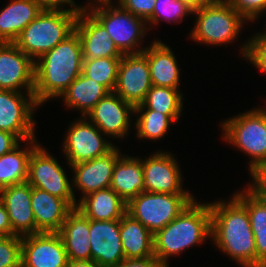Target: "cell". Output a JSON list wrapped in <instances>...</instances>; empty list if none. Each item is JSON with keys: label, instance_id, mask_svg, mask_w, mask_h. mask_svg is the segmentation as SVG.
<instances>
[{"label": "cell", "instance_id": "1", "mask_svg": "<svg viewBox=\"0 0 266 267\" xmlns=\"http://www.w3.org/2000/svg\"><path fill=\"white\" fill-rule=\"evenodd\" d=\"M211 201L212 245L238 266L256 267L255 239L247 208L232 193L229 200Z\"/></svg>", "mask_w": 266, "mask_h": 267}, {"label": "cell", "instance_id": "2", "mask_svg": "<svg viewBox=\"0 0 266 267\" xmlns=\"http://www.w3.org/2000/svg\"><path fill=\"white\" fill-rule=\"evenodd\" d=\"M34 99L42 108L58 99L82 73L83 55L78 34L74 31L35 62Z\"/></svg>", "mask_w": 266, "mask_h": 267}, {"label": "cell", "instance_id": "3", "mask_svg": "<svg viewBox=\"0 0 266 267\" xmlns=\"http://www.w3.org/2000/svg\"><path fill=\"white\" fill-rule=\"evenodd\" d=\"M197 197L170 223L154 234V257L169 267L170 258L181 257L187 249L211 240V209L209 202ZM181 254V255H180Z\"/></svg>", "mask_w": 266, "mask_h": 267}, {"label": "cell", "instance_id": "4", "mask_svg": "<svg viewBox=\"0 0 266 267\" xmlns=\"http://www.w3.org/2000/svg\"><path fill=\"white\" fill-rule=\"evenodd\" d=\"M192 18L189 40L213 48L236 44L249 24L226 0H211L195 9Z\"/></svg>", "mask_w": 266, "mask_h": 267}, {"label": "cell", "instance_id": "5", "mask_svg": "<svg viewBox=\"0 0 266 267\" xmlns=\"http://www.w3.org/2000/svg\"><path fill=\"white\" fill-rule=\"evenodd\" d=\"M78 13L44 8L20 33L14 44L34 62L74 32Z\"/></svg>", "mask_w": 266, "mask_h": 267}, {"label": "cell", "instance_id": "6", "mask_svg": "<svg viewBox=\"0 0 266 267\" xmlns=\"http://www.w3.org/2000/svg\"><path fill=\"white\" fill-rule=\"evenodd\" d=\"M220 121L221 140L248 156L247 171L266 161V111L262 106H253Z\"/></svg>", "mask_w": 266, "mask_h": 267}, {"label": "cell", "instance_id": "7", "mask_svg": "<svg viewBox=\"0 0 266 267\" xmlns=\"http://www.w3.org/2000/svg\"><path fill=\"white\" fill-rule=\"evenodd\" d=\"M89 12L106 28L122 54H139L149 45H144L151 33L147 22L117 3L99 6Z\"/></svg>", "mask_w": 266, "mask_h": 267}, {"label": "cell", "instance_id": "8", "mask_svg": "<svg viewBox=\"0 0 266 267\" xmlns=\"http://www.w3.org/2000/svg\"><path fill=\"white\" fill-rule=\"evenodd\" d=\"M195 194L141 192L127 203L126 212L155 234L175 219Z\"/></svg>", "mask_w": 266, "mask_h": 267}, {"label": "cell", "instance_id": "9", "mask_svg": "<svg viewBox=\"0 0 266 267\" xmlns=\"http://www.w3.org/2000/svg\"><path fill=\"white\" fill-rule=\"evenodd\" d=\"M70 121L61 147L66 166L103 156L117 145L85 116Z\"/></svg>", "mask_w": 266, "mask_h": 267}, {"label": "cell", "instance_id": "10", "mask_svg": "<svg viewBox=\"0 0 266 267\" xmlns=\"http://www.w3.org/2000/svg\"><path fill=\"white\" fill-rule=\"evenodd\" d=\"M60 163L57 156L40 144L30 156L27 182L31 187L60 197L72 208H77L78 199L72 191L71 175Z\"/></svg>", "mask_w": 266, "mask_h": 267}, {"label": "cell", "instance_id": "11", "mask_svg": "<svg viewBox=\"0 0 266 267\" xmlns=\"http://www.w3.org/2000/svg\"><path fill=\"white\" fill-rule=\"evenodd\" d=\"M38 108L41 107L33 93L0 89V130L16 135L21 141L36 138Z\"/></svg>", "mask_w": 266, "mask_h": 267}, {"label": "cell", "instance_id": "12", "mask_svg": "<svg viewBox=\"0 0 266 267\" xmlns=\"http://www.w3.org/2000/svg\"><path fill=\"white\" fill-rule=\"evenodd\" d=\"M143 157L145 192L193 194L189 188H184L182 166L176 155L170 150H160L159 148V150H153L150 155Z\"/></svg>", "mask_w": 266, "mask_h": 267}, {"label": "cell", "instance_id": "13", "mask_svg": "<svg viewBox=\"0 0 266 267\" xmlns=\"http://www.w3.org/2000/svg\"><path fill=\"white\" fill-rule=\"evenodd\" d=\"M111 141L128 138L134 129L135 106L110 92L85 116Z\"/></svg>", "mask_w": 266, "mask_h": 267}, {"label": "cell", "instance_id": "14", "mask_svg": "<svg viewBox=\"0 0 266 267\" xmlns=\"http://www.w3.org/2000/svg\"><path fill=\"white\" fill-rule=\"evenodd\" d=\"M120 146L93 160L69 165L72 174V191L76 199V192L80 194L78 202L86 195L110 187L116 160L123 154ZM80 192V193H79Z\"/></svg>", "mask_w": 266, "mask_h": 267}, {"label": "cell", "instance_id": "15", "mask_svg": "<svg viewBox=\"0 0 266 267\" xmlns=\"http://www.w3.org/2000/svg\"><path fill=\"white\" fill-rule=\"evenodd\" d=\"M152 87L147 57L143 53L123 54L114 93L134 106L141 104Z\"/></svg>", "mask_w": 266, "mask_h": 267}, {"label": "cell", "instance_id": "16", "mask_svg": "<svg viewBox=\"0 0 266 267\" xmlns=\"http://www.w3.org/2000/svg\"><path fill=\"white\" fill-rule=\"evenodd\" d=\"M34 61L14 43L0 42V89L34 93Z\"/></svg>", "mask_w": 266, "mask_h": 267}, {"label": "cell", "instance_id": "17", "mask_svg": "<svg viewBox=\"0 0 266 267\" xmlns=\"http://www.w3.org/2000/svg\"><path fill=\"white\" fill-rule=\"evenodd\" d=\"M67 253L57 232L21 237V267H67Z\"/></svg>", "mask_w": 266, "mask_h": 267}, {"label": "cell", "instance_id": "18", "mask_svg": "<svg viewBox=\"0 0 266 267\" xmlns=\"http://www.w3.org/2000/svg\"><path fill=\"white\" fill-rule=\"evenodd\" d=\"M91 260L100 267H115L125 259L120 237V220L89 219Z\"/></svg>", "mask_w": 266, "mask_h": 267}, {"label": "cell", "instance_id": "19", "mask_svg": "<svg viewBox=\"0 0 266 267\" xmlns=\"http://www.w3.org/2000/svg\"><path fill=\"white\" fill-rule=\"evenodd\" d=\"M74 31L78 34L83 60L122 58L106 28L90 13H78Z\"/></svg>", "mask_w": 266, "mask_h": 267}, {"label": "cell", "instance_id": "20", "mask_svg": "<svg viewBox=\"0 0 266 267\" xmlns=\"http://www.w3.org/2000/svg\"><path fill=\"white\" fill-rule=\"evenodd\" d=\"M31 185L27 181L0 190V198L9 215L12 232L16 236L41 233L31 207Z\"/></svg>", "mask_w": 266, "mask_h": 267}, {"label": "cell", "instance_id": "21", "mask_svg": "<svg viewBox=\"0 0 266 267\" xmlns=\"http://www.w3.org/2000/svg\"><path fill=\"white\" fill-rule=\"evenodd\" d=\"M159 39H153L142 51L147 57L151 83L154 86L180 89L182 74L177 56L169 44Z\"/></svg>", "mask_w": 266, "mask_h": 267}, {"label": "cell", "instance_id": "22", "mask_svg": "<svg viewBox=\"0 0 266 267\" xmlns=\"http://www.w3.org/2000/svg\"><path fill=\"white\" fill-rule=\"evenodd\" d=\"M31 207L40 232H58L73 209L64 199L32 187Z\"/></svg>", "mask_w": 266, "mask_h": 267}, {"label": "cell", "instance_id": "23", "mask_svg": "<svg viewBox=\"0 0 266 267\" xmlns=\"http://www.w3.org/2000/svg\"><path fill=\"white\" fill-rule=\"evenodd\" d=\"M62 238L68 260H91L89 242V219L77 208L66 217L62 228L57 232Z\"/></svg>", "mask_w": 266, "mask_h": 267}, {"label": "cell", "instance_id": "24", "mask_svg": "<svg viewBox=\"0 0 266 267\" xmlns=\"http://www.w3.org/2000/svg\"><path fill=\"white\" fill-rule=\"evenodd\" d=\"M44 8L38 0H10L0 9V42L14 43Z\"/></svg>", "mask_w": 266, "mask_h": 267}, {"label": "cell", "instance_id": "25", "mask_svg": "<svg viewBox=\"0 0 266 267\" xmlns=\"http://www.w3.org/2000/svg\"><path fill=\"white\" fill-rule=\"evenodd\" d=\"M124 153L116 160L110 188L128 203L145 191V184L142 157Z\"/></svg>", "mask_w": 266, "mask_h": 267}, {"label": "cell", "instance_id": "26", "mask_svg": "<svg viewBox=\"0 0 266 267\" xmlns=\"http://www.w3.org/2000/svg\"><path fill=\"white\" fill-rule=\"evenodd\" d=\"M126 207L127 203L110 187L86 195L77 204L88 219L96 221L120 220Z\"/></svg>", "mask_w": 266, "mask_h": 267}, {"label": "cell", "instance_id": "27", "mask_svg": "<svg viewBox=\"0 0 266 267\" xmlns=\"http://www.w3.org/2000/svg\"><path fill=\"white\" fill-rule=\"evenodd\" d=\"M109 93L105 86L81 73L58 100L62 101L69 111H78L80 116H86Z\"/></svg>", "mask_w": 266, "mask_h": 267}, {"label": "cell", "instance_id": "28", "mask_svg": "<svg viewBox=\"0 0 266 267\" xmlns=\"http://www.w3.org/2000/svg\"><path fill=\"white\" fill-rule=\"evenodd\" d=\"M120 237L125 259L154 257V234L127 212L120 219Z\"/></svg>", "mask_w": 266, "mask_h": 267}, {"label": "cell", "instance_id": "29", "mask_svg": "<svg viewBox=\"0 0 266 267\" xmlns=\"http://www.w3.org/2000/svg\"><path fill=\"white\" fill-rule=\"evenodd\" d=\"M38 140L22 141L12 151L0 156V190L27 181L30 156L41 144Z\"/></svg>", "mask_w": 266, "mask_h": 267}, {"label": "cell", "instance_id": "30", "mask_svg": "<svg viewBox=\"0 0 266 267\" xmlns=\"http://www.w3.org/2000/svg\"><path fill=\"white\" fill-rule=\"evenodd\" d=\"M233 195L247 208L255 239L256 267H266V201L255 197L244 186Z\"/></svg>", "mask_w": 266, "mask_h": 267}, {"label": "cell", "instance_id": "31", "mask_svg": "<svg viewBox=\"0 0 266 267\" xmlns=\"http://www.w3.org/2000/svg\"><path fill=\"white\" fill-rule=\"evenodd\" d=\"M184 93L181 89L154 86L150 88L144 101L135 110H154L168 115L176 124L183 116Z\"/></svg>", "mask_w": 266, "mask_h": 267}, {"label": "cell", "instance_id": "32", "mask_svg": "<svg viewBox=\"0 0 266 267\" xmlns=\"http://www.w3.org/2000/svg\"><path fill=\"white\" fill-rule=\"evenodd\" d=\"M134 131L139 141H159L176 124L168 115L154 110H135Z\"/></svg>", "mask_w": 266, "mask_h": 267}, {"label": "cell", "instance_id": "33", "mask_svg": "<svg viewBox=\"0 0 266 267\" xmlns=\"http://www.w3.org/2000/svg\"><path fill=\"white\" fill-rule=\"evenodd\" d=\"M193 12L194 9L182 0H156L153 15L147 21L148 29L154 30L163 21L171 25L181 24L188 17L191 18Z\"/></svg>", "mask_w": 266, "mask_h": 267}, {"label": "cell", "instance_id": "34", "mask_svg": "<svg viewBox=\"0 0 266 267\" xmlns=\"http://www.w3.org/2000/svg\"><path fill=\"white\" fill-rule=\"evenodd\" d=\"M121 58H94L83 60L82 73L113 92L117 82Z\"/></svg>", "mask_w": 266, "mask_h": 267}, {"label": "cell", "instance_id": "35", "mask_svg": "<svg viewBox=\"0 0 266 267\" xmlns=\"http://www.w3.org/2000/svg\"><path fill=\"white\" fill-rule=\"evenodd\" d=\"M244 40L238 46V56L266 76V26L264 25L262 31L251 33V36Z\"/></svg>", "mask_w": 266, "mask_h": 267}, {"label": "cell", "instance_id": "36", "mask_svg": "<svg viewBox=\"0 0 266 267\" xmlns=\"http://www.w3.org/2000/svg\"><path fill=\"white\" fill-rule=\"evenodd\" d=\"M0 267H21L20 236H0Z\"/></svg>", "mask_w": 266, "mask_h": 267}, {"label": "cell", "instance_id": "37", "mask_svg": "<svg viewBox=\"0 0 266 267\" xmlns=\"http://www.w3.org/2000/svg\"><path fill=\"white\" fill-rule=\"evenodd\" d=\"M247 22L259 23L261 18L266 17V0H227ZM263 16V17H262ZM266 24V20L264 22Z\"/></svg>", "mask_w": 266, "mask_h": 267}, {"label": "cell", "instance_id": "38", "mask_svg": "<svg viewBox=\"0 0 266 267\" xmlns=\"http://www.w3.org/2000/svg\"><path fill=\"white\" fill-rule=\"evenodd\" d=\"M251 176L244 187L257 198H266V161L257 164L251 171Z\"/></svg>", "mask_w": 266, "mask_h": 267}, {"label": "cell", "instance_id": "39", "mask_svg": "<svg viewBox=\"0 0 266 267\" xmlns=\"http://www.w3.org/2000/svg\"><path fill=\"white\" fill-rule=\"evenodd\" d=\"M116 3L147 22L153 15L156 0H117Z\"/></svg>", "mask_w": 266, "mask_h": 267}, {"label": "cell", "instance_id": "40", "mask_svg": "<svg viewBox=\"0 0 266 267\" xmlns=\"http://www.w3.org/2000/svg\"><path fill=\"white\" fill-rule=\"evenodd\" d=\"M22 141L14 134L0 130V156L12 151Z\"/></svg>", "mask_w": 266, "mask_h": 267}, {"label": "cell", "instance_id": "41", "mask_svg": "<svg viewBox=\"0 0 266 267\" xmlns=\"http://www.w3.org/2000/svg\"><path fill=\"white\" fill-rule=\"evenodd\" d=\"M115 267H164L155 257L124 259Z\"/></svg>", "mask_w": 266, "mask_h": 267}, {"label": "cell", "instance_id": "42", "mask_svg": "<svg viewBox=\"0 0 266 267\" xmlns=\"http://www.w3.org/2000/svg\"><path fill=\"white\" fill-rule=\"evenodd\" d=\"M45 8H63L80 13V3L76 0H38ZM67 6V7H66Z\"/></svg>", "mask_w": 266, "mask_h": 267}, {"label": "cell", "instance_id": "43", "mask_svg": "<svg viewBox=\"0 0 266 267\" xmlns=\"http://www.w3.org/2000/svg\"><path fill=\"white\" fill-rule=\"evenodd\" d=\"M12 227L9 220V215L5 206L0 198V236H12Z\"/></svg>", "mask_w": 266, "mask_h": 267}, {"label": "cell", "instance_id": "44", "mask_svg": "<svg viewBox=\"0 0 266 267\" xmlns=\"http://www.w3.org/2000/svg\"><path fill=\"white\" fill-rule=\"evenodd\" d=\"M117 0H86L80 4V12H89L91 9L104 6V5H111L116 3ZM85 2V3H84Z\"/></svg>", "mask_w": 266, "mask_h": 267}, {"label": "cell", "instance_id": "45", "mask_svg": "<svg viewBox=\"0 0 266 267\" xmlns=\"http://www.w3.org/2000/svg\"><path fill=\"white\" fill-rule=\"evenodd\" d=\"M67 267H100L96 262L68 260Z\"/></svg>", "mask_w": 266, "mask_h": 267}, {"label": "cell", "instance_id": "46", "mask_svg": "<svg viewBox=\"0 0 266 267\" xmlns=\"http://www.w3.org/2000/svg\"><path fill=\"white\" fill-rule=\"evenodd\" d=\"M182 1L187 3L189 6H191L195 10L201 7L202 5L207 4L211 0H182Z\"/></svg>", "mask_w": 266, "mask_h": 267}, {"label": "cell", "instance_id": "47", "mask_svg": "<svg viewBox=\"0 0 266 267\" xmlns=\"http://www.w3.org/2000/svg\"><path fill=\"white\" fill-rule=\"evenodd\" d=\"M266 99V98H265ZM266 100H264V106H262L264 109H265V111H266V102H265Z\"/></svg>", "mask_w": 266, "mask_h": 267}]
</instances>
